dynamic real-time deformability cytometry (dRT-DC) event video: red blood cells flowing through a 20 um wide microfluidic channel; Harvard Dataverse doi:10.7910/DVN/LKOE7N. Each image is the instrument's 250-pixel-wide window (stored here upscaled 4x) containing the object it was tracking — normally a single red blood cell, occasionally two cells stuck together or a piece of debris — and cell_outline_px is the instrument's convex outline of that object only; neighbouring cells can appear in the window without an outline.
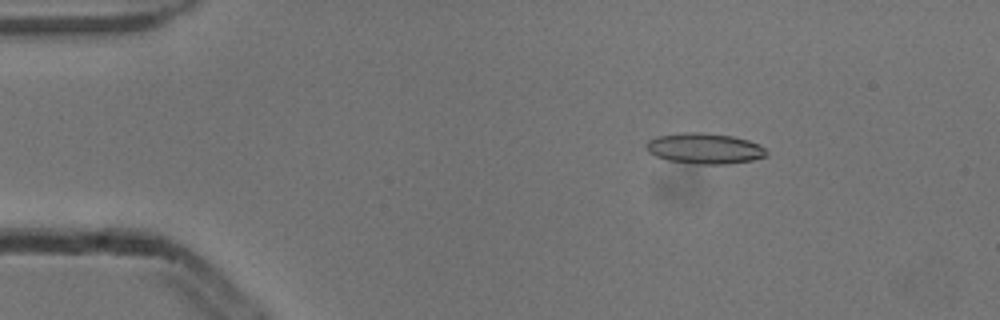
{"species": "common noctule bat (a hibernating species)", "species_latin": "Nyctalus noctula", "temperature_condition": "cold", "stored_images_in_passage": 5, "camera_frame_rate_fps": 3000, "um_per_image_px": 0.085, "animal": {"sex": "male", "body_mass_g": 13.3}, "frame": {"image": 1, "passage_image": 3, "time_ms": 0.667, "image_size_px": [1000, 320], "cell_outline_px": [[768, 156], [752, 160], [728, 164], [696, 164], [668, 160], [656, 156], [648, 152], [644, 148], [644, 144], [648, 140], [656, 136], [684, 132], [704, 132], [732, 136], [748, 140], [760, 144], [768, 152]], "centroid_in_image_um": [59.87, 12.61], "position_along_channel_um": 25.1, "area_um2": 21.79}}